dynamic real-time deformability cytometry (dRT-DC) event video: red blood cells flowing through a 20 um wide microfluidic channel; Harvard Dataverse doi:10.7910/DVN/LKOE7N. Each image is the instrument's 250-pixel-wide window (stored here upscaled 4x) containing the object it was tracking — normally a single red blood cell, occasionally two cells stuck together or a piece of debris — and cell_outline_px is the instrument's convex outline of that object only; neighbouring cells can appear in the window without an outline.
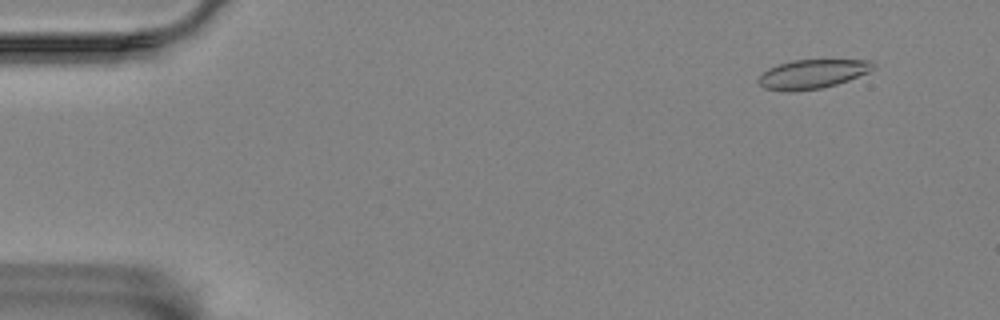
{"species": "Egyptian fruit bat (a non-hibernating species)", "species_latin": "Rousettus aegyptiacus", "temperature_condition": "room temperature", "stored_images_in_passage": 55, "camera_frame_rate_fps": 3000, "um_per_image_px": 0.085, "animal": {"sex": "female"}, "frame": {"image": 1, "passage_image": 2, "time_ms": 0.333, "image_size_px": [1000, 320], "cell_outline_px": [[876, 68], [868, 72], [848, 80], [836, 84], [820, 88], [792, 92], [788, 92], [764, 88], [756, 80], [768, 68], [792, 60], [872, 60], [876, 64]], "centroid_in_image_um": [69.06, 6.29], "position_along_channel_um": 15.9, "area_um2": 19.42}}
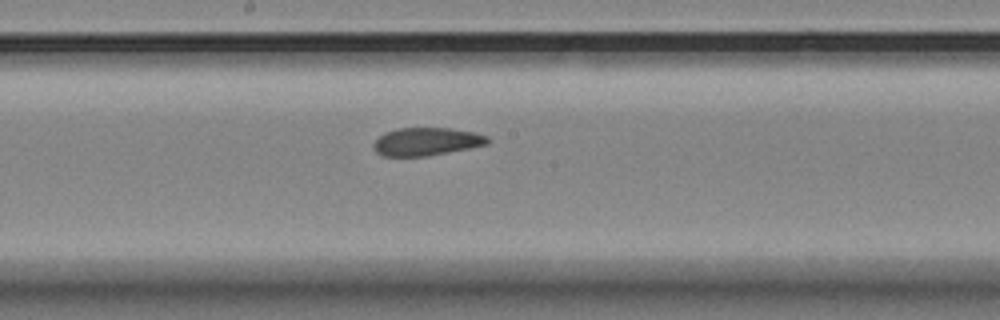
{"frame": {"image": 2, "passage_image": 28, "time_ms": 9.0, "image_size_px": [1000, 320], "cell_outline_px": [[492, 140], [488, 144], [428, 156], [380, 156], [372, 148], [372, 144], [384, 132], [396, 128], [448, 128], [476, 132], [488, 136]], "centroid_in_image_um": [36.24, 12.03], "position_along_channel_um": 212.0, "area_um2": 18.79}}
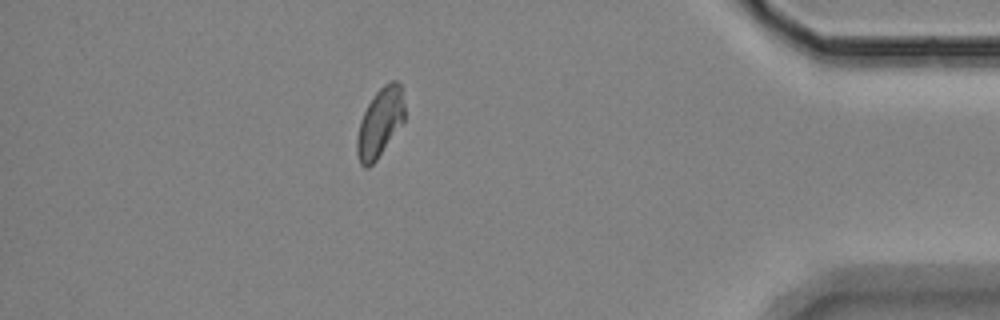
{"frame": {"image": 3, "passage_image": 48, "time_ms": 15.667, "image_size_px": [1000, 320], "cell_outline_px": [[404, 120], [376, 160], [368, 168], [364, 168], [360, 164], [356, 152], [356, 140], [360, 120], [368, 104], [376, 92], [384, 84], [392, 80], [396, 80], [400, 84], [404, 104]], "centroid_in_image_um": [32.27, 10.43], "position_along_channel_um": 402.9, "area_um2": 18.9}, "authors_computed_cell_mechanics": {"area_um2": 19.2474, "velocity_mm_per_s": 3.4582, "shape_relaxation_time_tau1_ms": null, "shape_relaxation_time_tau2_ms": 1.9157, "deformation_change_tau1": null, "deformation_change_tau2": 0.0835}}